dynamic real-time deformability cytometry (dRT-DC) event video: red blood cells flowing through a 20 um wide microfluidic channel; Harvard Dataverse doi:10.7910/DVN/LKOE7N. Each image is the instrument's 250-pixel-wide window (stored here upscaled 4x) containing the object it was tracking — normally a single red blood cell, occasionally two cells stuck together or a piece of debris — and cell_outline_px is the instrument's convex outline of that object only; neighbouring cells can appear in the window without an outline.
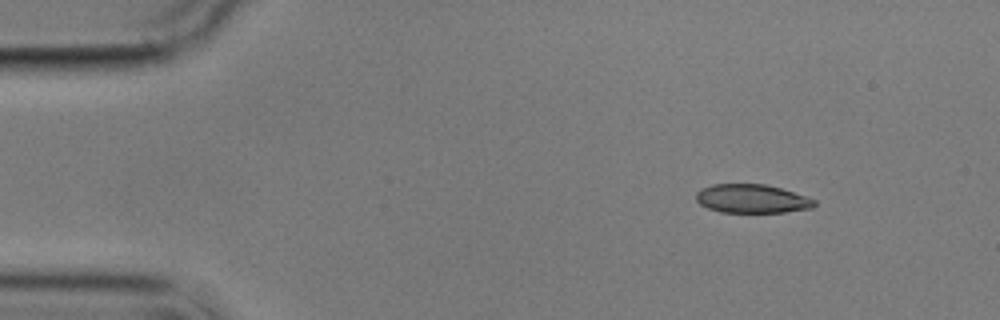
{"species": "common noctule bat (a hibernating species)", "species_latin": "Nyctalus noctula", "temperature_condition": "cold", "stored_images_in_passage": 3, "camera_frame_rate_fps": 3000, "um_per_image_px": 0.085, "animal": {"sex": "male", "body_mass_g": 17.9}, "frame": {"image": 1, "passage_image": 1, "time_ms": 0.0, "image_size_px": [1000, 320], "cell_outline_px": [[816, 204], [812, 208], [784, 212], [720, 212], [708, 208], [700, 204], [696, 200], [696, 192], [700, 188], [712, 184], [764, 184], [780, 188], [816, 200]], "centroid_in_image_um": [63.87, 16.89], "position_along_channel_um": 21.1, "area_um2": 19.71}}